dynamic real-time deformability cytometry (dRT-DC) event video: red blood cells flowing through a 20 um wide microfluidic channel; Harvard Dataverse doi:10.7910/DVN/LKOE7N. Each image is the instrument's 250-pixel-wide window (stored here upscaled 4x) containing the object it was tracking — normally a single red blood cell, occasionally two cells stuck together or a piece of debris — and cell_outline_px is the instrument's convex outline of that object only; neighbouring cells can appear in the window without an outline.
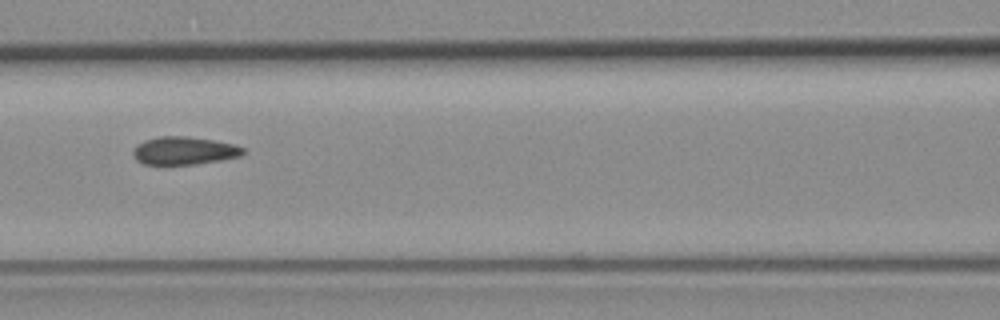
{"species": "common noctule bat (a hibernating species)", "species_latin": "Nyctalus noctula", "temperature_condition": "room temperature", "stored_images_in_passage": 5, "camera_frame_rate_fps": 3000, "um_per_image_px": 0.085, "animal": {"sex": "female", "body_mass_g": 19.3, "forearm_length_mm": 54.1}, "frame": {"image": 1, "passage_image": 4, "time_ms": 3.333, "image_size_px": [1000, 320], "cell_outline_px": [[244, 152], [240, 156], [220, 160], [196, 164], [144, 164], [136, 160], [132, 156], [132, 152], [136, 144], [144, 140], [160, 136], [188, 136], [212, 140], [232, 144], [244, 148]], "centroid_in_image_um": [15.59, 12.8], "position_along_channel_um": 151.0, "area_um2": 17.86}}
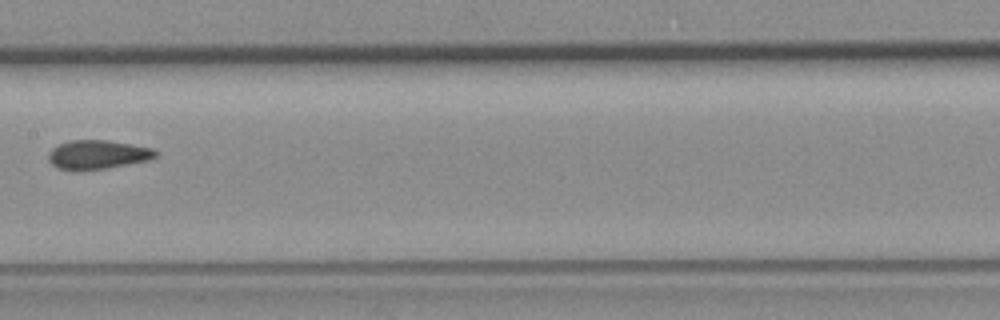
{"frame": {"image": 2, "passage_image": 5, "time_ms": 4.667, "image_size_px": [1000, 320], "cell_outline_px": [[160, 152], [156, 156], [148, 160], [108, 168], [80, 172], [76, 172], [60, 168], [52, 164], [48, 160], [48, 152], [52, 148], [60, 144], [72, 140], [108, 140], [132, 144], [152, 148]], "centroid_in_image_um": [8.29, 13.16], "position_along_channel_um": 199.1, "area_um2": 18.38}}